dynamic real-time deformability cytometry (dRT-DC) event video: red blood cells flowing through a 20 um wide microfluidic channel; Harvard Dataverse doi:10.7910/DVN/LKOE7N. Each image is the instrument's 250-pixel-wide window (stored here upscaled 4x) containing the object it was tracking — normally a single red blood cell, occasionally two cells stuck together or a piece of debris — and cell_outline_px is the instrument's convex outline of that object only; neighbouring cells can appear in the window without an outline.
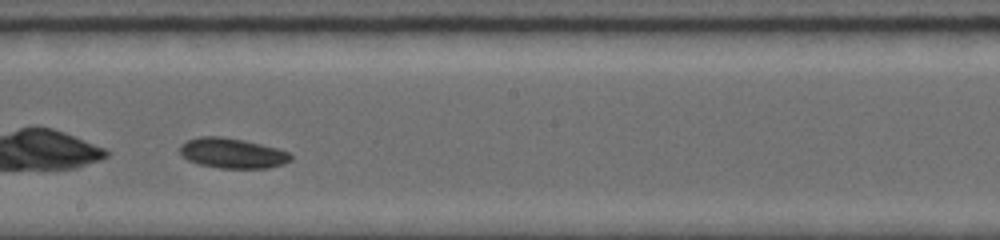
{"species": "common noctule bat (a hibernating species)", "species_latin": "Nyctalus noctula", "temperature_condition": "room temperature", "stored_images_in_passage": 29, "camera_frame_rate_fps": 5000, "um_per_image_px": 0.085, "animal": {"sex": "female", "body_mass_g": 19.0, "forearm_length_mm": 56.7}, "frame": {"image": 1, "passage_image": 17, "time_ms": 4.0, "image_size_px": [1000, 240], "cell_outline_px": [[292, 160], [284, 164], [268, 168], [220, 168], [200, 164], [188, 160], [180, 156], [180, 144], [188, 140], [200, 136], [220, 136], [244, 140], [276, 148], [288, 152], [292, 156]], "centroid_in_image_um": [19.73, 13.02], "position_along_channel_um": 228.5, "area_um2": 19.48}}